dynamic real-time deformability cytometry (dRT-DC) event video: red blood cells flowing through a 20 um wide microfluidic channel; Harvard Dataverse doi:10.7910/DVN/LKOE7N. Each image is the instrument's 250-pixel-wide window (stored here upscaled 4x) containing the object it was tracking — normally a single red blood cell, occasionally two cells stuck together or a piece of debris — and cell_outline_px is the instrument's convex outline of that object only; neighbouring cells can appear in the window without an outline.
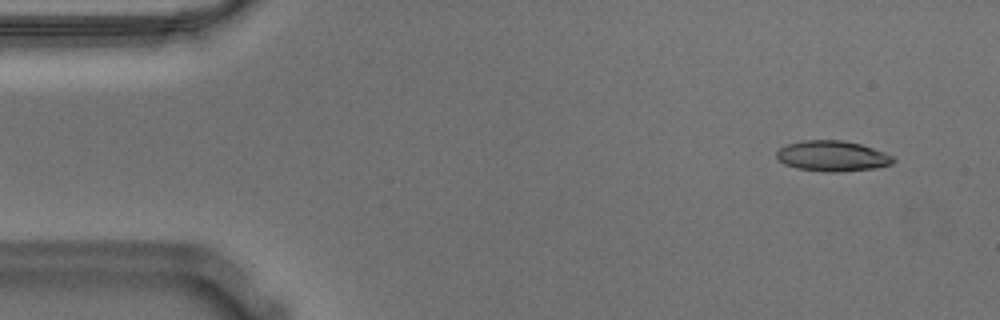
{"species": "Egyptian fruit bat (a non-hibernating species)", "species_latin": "Rousettus aegyptiacus", "temperature_condition": "warm", "stored_images_in_passage": 55, "camera_frame_rate_fps": 3000, "um_per_image_px": 0.085, "animal": {"sex": "male"}, "frame": {"image": 1, "passage_image": 4, "time_ms": 1.0, "image_size_px": [1000, 320], "cell_outline_px": [[896, 160], [892, 164], [876, 168], [836, 172], [824, 172], [796, 168], [784, 164], [776, 156], [776, 152], [780, 148], [788, 144], [804, 140], [844, 140], [860, 144], [884, 152], [892, 156]], "centroid_in_image_um": [70.75, 13.27], "position_along_channel_um": 14.2, "area_um2": 20.75}}
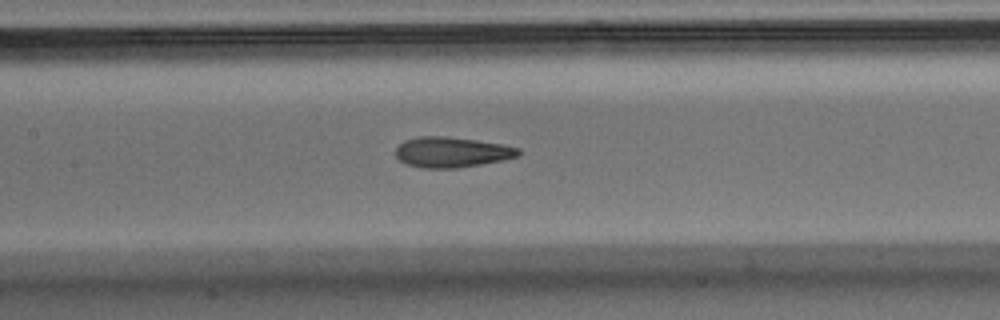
{"frame": {"image": 2, "passage_image": 25, "time_ms": 8.0, "image_size_px": [1000, 320], "cell_outline_px": [[520, 152], [516, 156], [504, 160], [456, 168], [424, 168], [408, 164], [400, 160], [396, 156], [396, 148], [404, 140], [420, 136], [444, 136], [476, 140], [504, 144], [520, 148]], "centroid_in_image_um": [38.4, 12.92], "position_along_channel_um": 169.0, "area_um2": 21.62}}
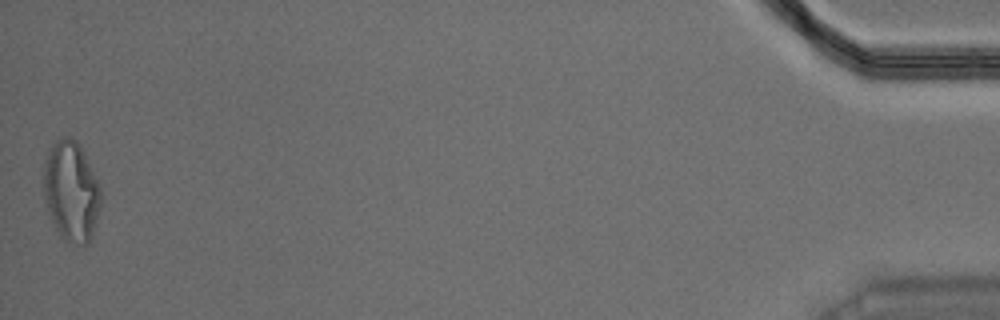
{"frame": {"image": 3, "passage_image": 55, "time_ms": 18.0, "image_size_px": [1000, 320], "cell_outline_px": [[100, 208], [92, 236], [88, 244], [84, 248], [64, 240], [60, 236], [48, 212], [44, 200], [44, 160], [48, 148], [60, 136], [72, 136], [76, 140], [100, 188]], "centroid_in_image_um": [6.02, 16.29], "position_along_channel_um": 429.2, "area_um2": 33.41}, "authors_computed_cell_mechanics": {"area_um2": 21.6172, "velocity_mm_per_s": 3.5919, "shape_relaxation_time_tau1_ms": 8.8263, "shape_relaxation_time_tau2_ms": 2.1887, "deformation_change_tau1": 0.2722, "deformation_change_tau2": 0.1164}}